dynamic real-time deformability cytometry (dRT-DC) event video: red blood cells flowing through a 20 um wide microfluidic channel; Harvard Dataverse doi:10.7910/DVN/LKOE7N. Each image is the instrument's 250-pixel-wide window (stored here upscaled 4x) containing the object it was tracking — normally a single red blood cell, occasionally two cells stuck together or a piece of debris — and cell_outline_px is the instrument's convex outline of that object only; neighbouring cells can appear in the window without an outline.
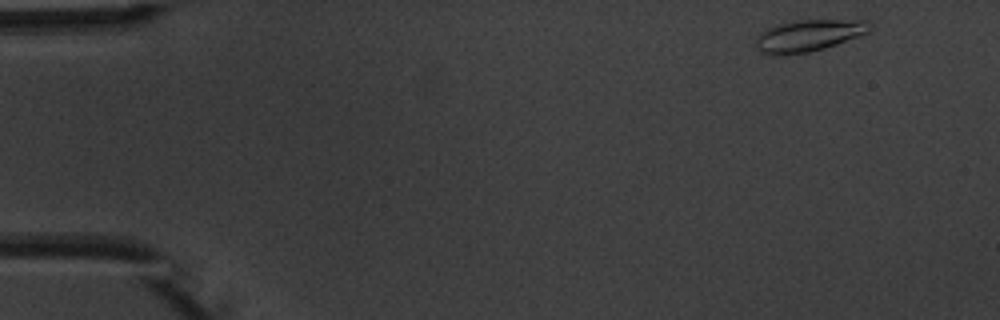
{"species": "common noctule bat (a hibernating species)", "species_latin": "Nyctalus noctula", "temperature_condition": "warm", "stored_images_in_passage": 4, "camera_frame_rate_fps": 3000, "um_per_image_px": 0.085, "animal": {"sex": "male", "body_mass_g": 20.1, "forearm_length_mm": 53.5}, "frame": {"image": 1, "passage_image": 1, "time_ms": 0.0, "image_size_px": [1000, 320], "cell_outline_px": [[872, 28], [868, 32], [860, 36], [824, 48], [808, 52], [784, 56], [768, 56], [760, 52], [756, 48], [756, 36], [760, 32], [768, 28], [780, 24], [800, 20], [872, 20]], "centroid_in_image_um": [68.72, 3.04], "position_along_channel_um": 16.3, "area_um2": 21.39}}